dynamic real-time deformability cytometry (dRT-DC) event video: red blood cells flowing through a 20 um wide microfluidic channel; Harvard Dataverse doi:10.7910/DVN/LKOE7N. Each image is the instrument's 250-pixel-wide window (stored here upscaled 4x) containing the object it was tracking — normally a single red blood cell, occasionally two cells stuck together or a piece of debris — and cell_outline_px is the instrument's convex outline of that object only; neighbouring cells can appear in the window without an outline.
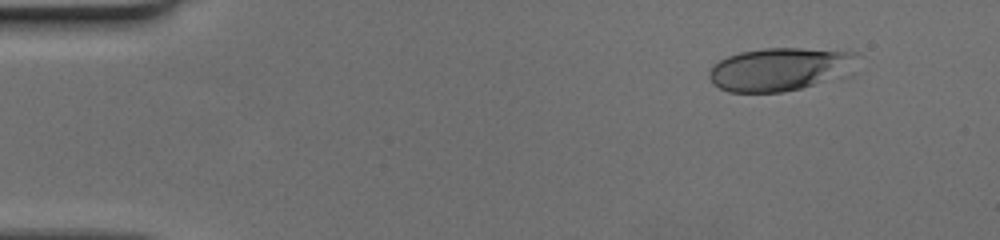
{"species": "human", "species_latin": "Homo sapiens", "temperature_condition": "cold", "stored_images_in_passage": 46, "camera_frame_rate_fps": 3000, "um_per_image_px": 0.085, "donor": {"sex": "female"}, "frame": {"image": 1, "passage_image": 1, "time_ms": 0.0, "image_size_px": [1000, 240], "cell_outline_px": [[856, 52], [852, 56], [820, 80], [812, 84], [800, 88], [780, 92], [728, 92], [720, 88], [708, 76], [708, 72], [720, 60], [728, 56], [740, 52], [764, 48], [800, 48]], "centroid_in_image_um": [65.9, 5.87], "position_along_channel_um": 19.1, "area_um2": 34.22}}
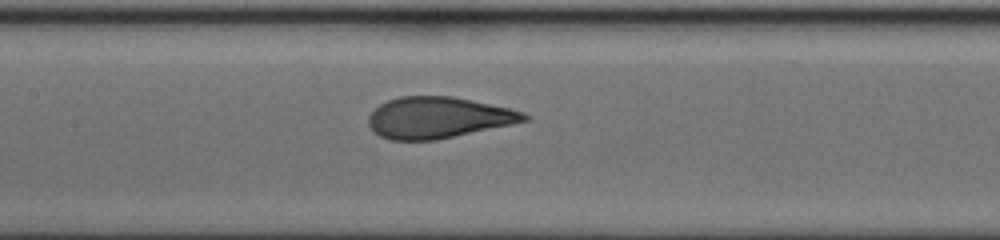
{"frame": {"image": 2, "passage_image": 20, "time_ms": 6.333, "image_size_px": [1000, 240], "cell_outline_px": [[528, 120], [436, 140], [388, 140], [380, 136], [368, 124], [368, 116], [380, 104], [388, 100], [400, 96], [452, 96], [508, 108], [524, 112], [528, 116]], "centroid_in_image_um": [37.2, 9.99], "position_along_channel_um": 170.2, "area_um2": 36.93}}
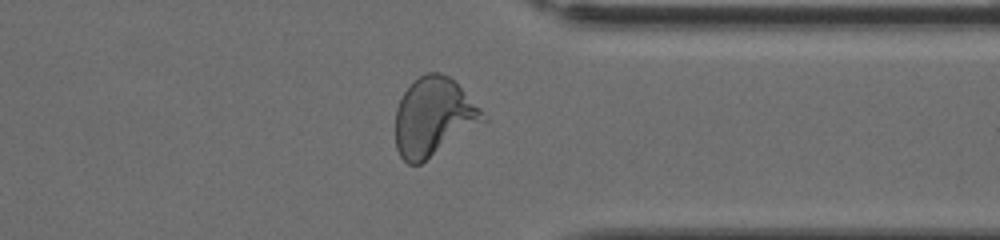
{"frame": {"image": 3, "passage_image": 35, "time_ms": 11.333, "image_size_px": [1000, 240], "cell_outline_px": [[488, 120], [420, 164], [408, 164], [400, 156], [396, 148], [396, 108], [404, 92], [420, 76], [428, 72], [440, 72], [456, 80], [480, 108]], "centroid_in_image_um": [36.87, 9.94], "position_along_channel_um": 374.5, "area_um2": 39.94}}